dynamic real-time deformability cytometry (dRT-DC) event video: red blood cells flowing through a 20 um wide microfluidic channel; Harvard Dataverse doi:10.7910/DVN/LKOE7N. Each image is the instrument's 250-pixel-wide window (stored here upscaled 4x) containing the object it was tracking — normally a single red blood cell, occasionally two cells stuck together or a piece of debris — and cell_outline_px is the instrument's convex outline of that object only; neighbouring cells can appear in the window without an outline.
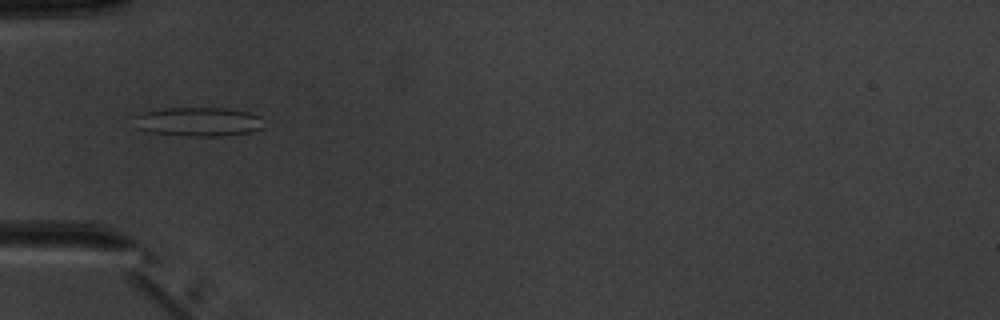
{"species": "common noctule bat (a hibernating species)", "species_latin": "Nyctalus noctula", "temperature_condition": "warm", "stored_images_in_passage": 5, "camera_frame_rate_fps": 3000, "um_per_image_px": 0.085, "animal": {"sex": "male", "body_mass_g": 20.1, "forearm_length_mm": 53.5}, "frame": {"image": 1, "passage_image": 4, "time_ms": 3.667, "image_size_px": [1000, 320], "cell_outline_px": [[264, 128], [248, 132], [224, 136], [188, 136], [148, 132], [136, 128], [132, 116], [140, 112], [164, 108], [224, 108], [248, 112], [260, 116]], "centroid_in_image_um": [16.79, 10.34], "position_along_channel_um": 68.2, "area_um2": 22.2}}
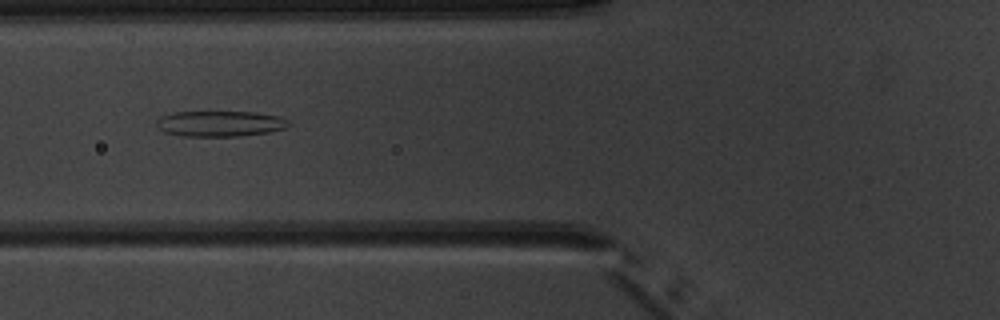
{"frame": {"image": 2, "passage_image": 5, "time_ms": 4.667, "image_size_px": [1000, 320], "cell_outline_px": [[292, 124], [284, 128], [268, 132], [240, 136], [184, 136], [164, 132], [156, 128], [156, 120], [160, 116], [172, 112], [256, 112], [280, 116], [292, 120]], "centroid_in_image_um": [18.71, 10.5], "position_along_channel_um": 107.1, "area_um2": 20.06}}